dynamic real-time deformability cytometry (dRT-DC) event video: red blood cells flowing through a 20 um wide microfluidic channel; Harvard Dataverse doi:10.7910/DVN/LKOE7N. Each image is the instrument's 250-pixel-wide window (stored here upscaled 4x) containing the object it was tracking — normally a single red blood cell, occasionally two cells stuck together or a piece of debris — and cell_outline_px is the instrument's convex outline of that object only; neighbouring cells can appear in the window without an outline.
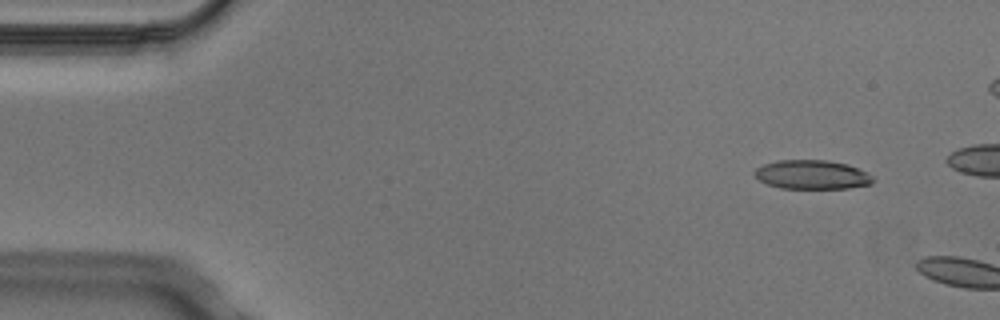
{"species": "Egyptian fruit bat (a non-hibernating species)", "species_latin": "Rousettus aegyptiacus", "temperature_condition": "cold", "stored_images_in_passage": 4, "camera_frame_rate_fps": 3000, "um_per_image_px": 0.085, "animal": {"sex": "male"}, "frame": {"image": 1, "passage_image": 2, "time_ms": 0.333, "image_size_px": [1000, 320], "cell_outline_px": [[872, 184], [848, 188], [780, 188], [768, 184], [760, 180], [752, 172], [756, 168], [764, 164], [776, 160], [828, 160], [848, 164], [872, 176]], "centroid_in_image_um": [68.98, 14.84], "position_along_channel_um": 16.0, "area_um2": 19.88}}